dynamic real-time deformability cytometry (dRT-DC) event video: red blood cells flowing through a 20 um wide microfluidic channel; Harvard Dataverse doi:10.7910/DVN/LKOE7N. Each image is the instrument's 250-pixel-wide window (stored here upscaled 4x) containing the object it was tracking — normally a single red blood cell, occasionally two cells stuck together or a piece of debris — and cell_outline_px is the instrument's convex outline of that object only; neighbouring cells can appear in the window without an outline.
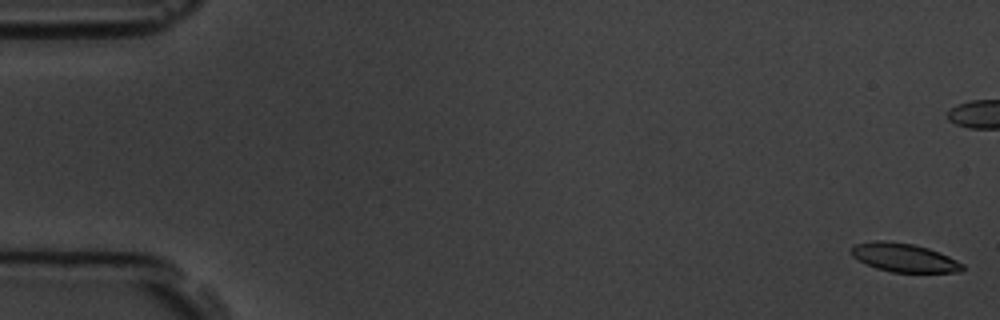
{"species": "common noctule bat (a hibernating species)", "species_latin": "Nyctalus noctula", "temperature_condition": "room temperature", "stored_images_in_passage": 9, "camera_frame_rate_fps": 3000, "um_per_image_px": 0.085, "animal": {"sex": "male", "body_mass_g": 19.5, "forearm_length_mm": 54.6}, "frame": {"image": 1, "passage_image": 1, "time_ms": 0.0, "image_size_px": [1000, 320], "cell_outline_px": [[964, 268], [960, 272], [892, 272], [876, 268], [864, 264], [852, 256], [848, 252], [856, 244], [876, 240], [884, 240], [912, 244], [928, 248], [940, 252], [964, 264]], "centroid_in_image_um": [76.82, 21.9], "position_along_channel_um": 8.2, "area_um2": 18.61}}